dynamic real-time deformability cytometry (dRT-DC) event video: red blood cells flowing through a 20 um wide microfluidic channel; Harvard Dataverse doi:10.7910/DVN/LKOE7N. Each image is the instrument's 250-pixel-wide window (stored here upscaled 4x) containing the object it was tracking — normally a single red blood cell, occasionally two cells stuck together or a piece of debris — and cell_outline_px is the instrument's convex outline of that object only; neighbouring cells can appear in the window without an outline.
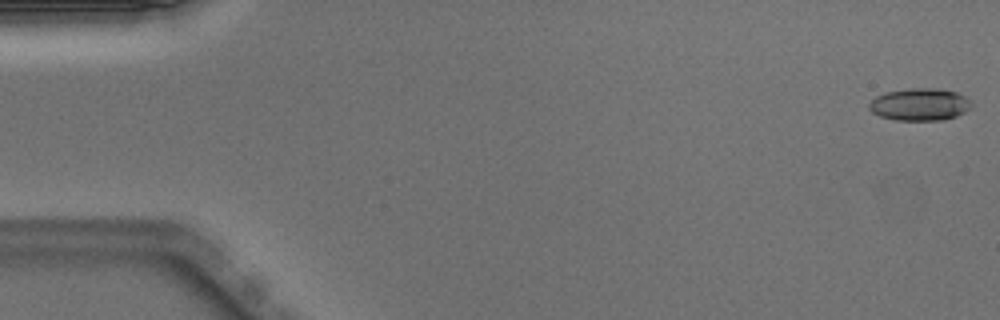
{"species": "Egyptian fruit bat (a non-hibernating species)", "species_latin": "Rousettus aegyptiacus", "temperature_condition": "warm", "stored_images_in_passage": 50, "camera_frame_rate_fps": 3000, "um_per_image_px": 0.085, "animal": {"sex": "male"}, "frame": {"image": 1, "passage_image": 1, "time_ms": 0.0, "image_size_px": [1000, 320], "cell_outline_px": [[972, 108], [956, 116], [944, 120], [896, 120], [880, 116], [872, 112], [868, 108], [868, 104], [876, 96], [884, 92], [912, 88], [936, 88], [956, 92], [972, 100]], "centroid_in_image_um": [78.19, 8.87], "position_along_channel_um": 6.8, "area_um2": 19.42}}
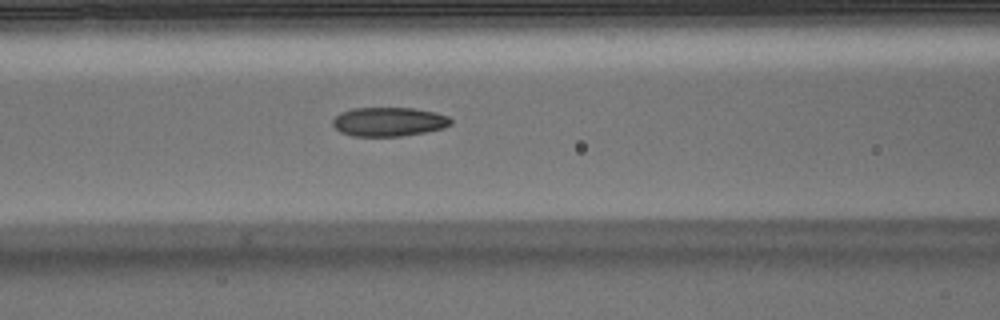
{"frame": {"image": 2, "passage_image": 21, "time_ms": 6.667, "image_size_px": [1000, 320], "cell_outline_px": [[452, 124], [444, 128], [424, 132], [400, 136], [352, 136], [340, 132], [332, 124], [332, 120], [340, 112], [352, 108], [416, 108], [436, 112], [448, 116], [452, 120]], "centroid_in_image_um": [33.05, 10.34], "position_along_channel_um": 133.5, "area_um2": 20.11}}
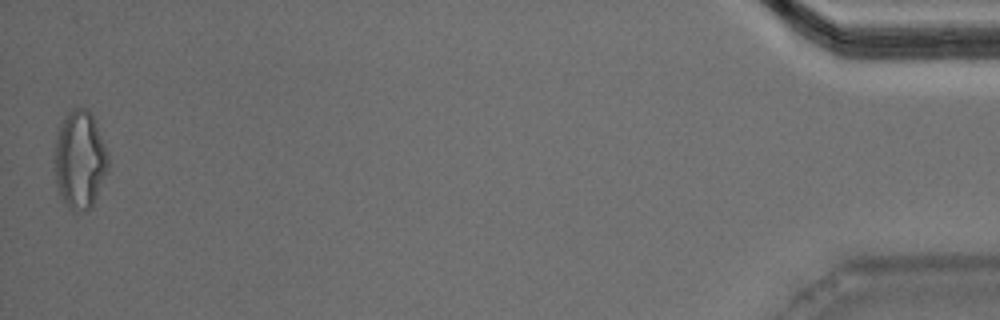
{"frame": {"image": 3, "passage_image": 50, "time_ms": 16.333, "image_size_px": [1000, 320], "cell_outline_px": [[108, 172], [92, 208], [88, 212], [72, 212], [68, 208], [60, 196], [56, 184], [52, 168], [56, 132], [60, 124], [68, 112], [72, 108], [88, 108], [92, 112], [108, 152]], "centroid_in_image_um": [6.77, 13.61], "position_along_channel_um": 428.4, "area_um2": 31.91}, "authors_computed_cell_mechanics": {"area_um2": 20.1433, "velocity_mm_per_s": 4.0178, "shape_relaxation_time_tau1_ms": null, "shape_relaxation_time_tau2_ms": 2.128, "deformation_change_tau1": null, "deformation_change_tau2": 0.0858}}